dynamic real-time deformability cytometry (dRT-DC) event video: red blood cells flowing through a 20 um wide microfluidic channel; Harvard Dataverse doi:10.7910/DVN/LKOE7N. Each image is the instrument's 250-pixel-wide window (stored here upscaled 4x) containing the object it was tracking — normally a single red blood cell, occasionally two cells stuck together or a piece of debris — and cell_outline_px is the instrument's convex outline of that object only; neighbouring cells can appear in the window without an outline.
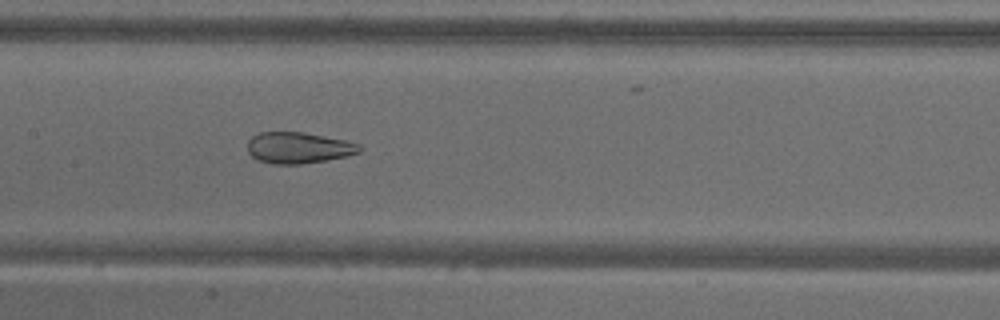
{"species": "common noctule bat (a hibernating species)", "species_latin": "Nyctalus noctula", "temperature_condition": "warm", "stored_images_in_passage": 52, "camera_frame_rate_fps": 3000, "um_per_image_px": 0.085, "animal": {"sex": "male", "body_mass_g": 18.8}, "frame": {"image": 1, "passage_image": 25, "time_ms": 8.0, "image_size_px": [1000, 320], "cell_outline_px": [[364, 148], [360, 152], [348, 156], [300, 164], [272, 164], [256, 160], [248, 152], [248, 140], [252, 136], [260, 132], [304, 132], [344, 140], [360, 144]], "centroid_in_image_um": [25.37, 12.56], "position_along_channel_um": 182.0, "area_um2": 20.46}}
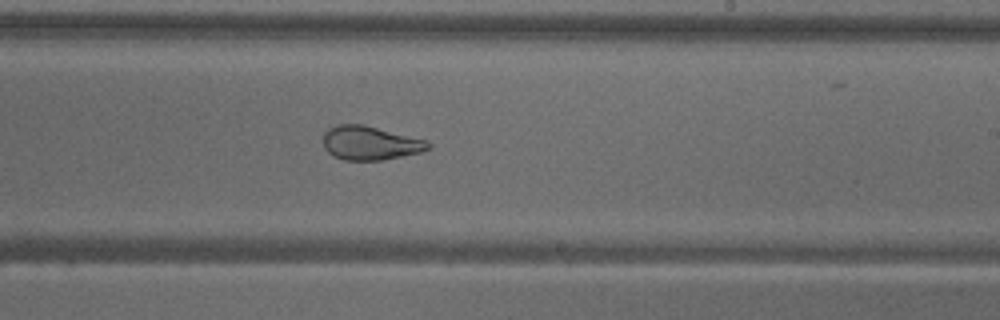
{"frame": {"image": 2, "passage_image": 31, "time_ms": 10.0, "image_size_px": [1000, 320], "cell_outline_px": [[432, 148], [420, 152], [380, 160], [344, 160], [328, 152], [324, 148], [324, 132], [328, 128], [340, 124], [364, 124], [428, 140], [432, 144]], "centroid_in_image_um": [31.49, 12.14], "position_along_channel_um": 257.5, "area_um2": 20.75}}
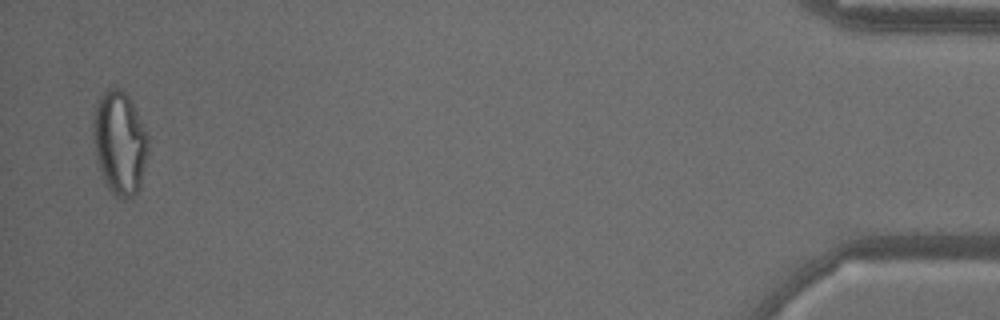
{"frame": {"image": 3, "passage_image": 51, "time_ms": 16.667, "image_size_px": [1000, 320], "cell_outline_px": [[148, 148], [140, 188], [136, 196], [128, 200], [120, 200], [108, 188], [100, 168], [96, 156], [92, 136], [92, 120], [96, 104], [104, 88], [116, 84], [128, 96], [148, 136]], "centroid_in_image_um": [10.15, 12.13], "position_along_channel_um": 425.0, "area_um2": 33.47}, "authors_computed_cell_mechanics": {"area_um2": 27.7729, "velocity_mm_per_s": 3.7885, "shape_relaxation_time_tau1_ms": null, "shape_relaxation_time_tau2_ms": 1.0637, "deformation_change_tau1": null, "deformation_change_tau2": 0.0825}}